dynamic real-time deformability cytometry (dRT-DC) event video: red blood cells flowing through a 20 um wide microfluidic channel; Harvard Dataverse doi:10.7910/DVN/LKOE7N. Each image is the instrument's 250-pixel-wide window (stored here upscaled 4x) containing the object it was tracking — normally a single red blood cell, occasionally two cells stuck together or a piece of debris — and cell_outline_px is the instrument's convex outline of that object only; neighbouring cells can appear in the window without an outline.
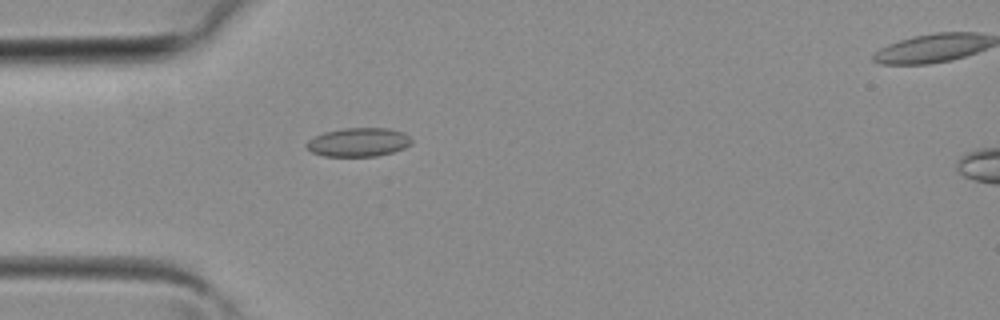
{"species": "common noctule bat (a hibernating species)", "species_latin": "Nyctalus noctula", "temperature_condition": "room temperature", "stored_images_in_passage": 32, "camera_frame_rate_fps": 3000, "um_per_image_px": 0.085, "animal": {"sex": "female", "body_mass_g": 19.3, "forearm_length_mm": 54.1}, "frame": {"image": 1, "passage_image": 5, "time_ms": 1.333, "image_size_px": [1000, 320], "cell_outline_px": [[412, 144], [404, 148], [392, 152], [376, 156], [324, 156], [312, 152], [304, 144], [308, 140], [324, 132], [344, 128], [388, 128], [404, 132], [412, 140]], "centroid_in_image_um": [30.48, 12.08], "position_along_channel_um": 54.5, "area_um2": 17.57}}
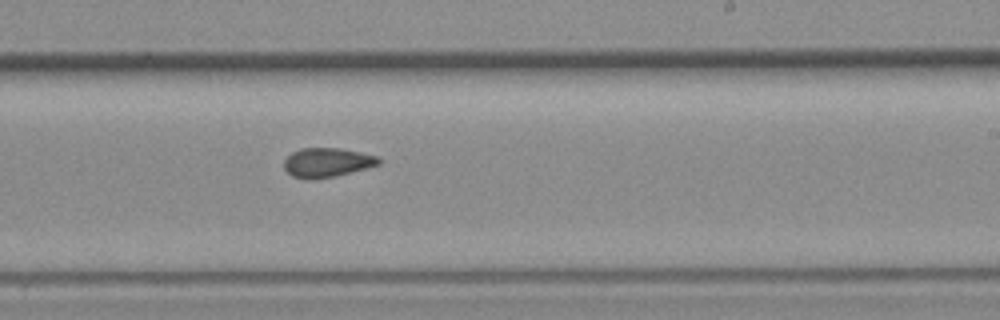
{"frame": {"image": 2, "passage_image": 17, "time_ms": 5.333, "image_size_px": [1000, 320], "cell_outline_px": [[380, 164], [336, 176], [316, 180], [308, 180], [292, 176], [284, 168], [284, 160], [292, 152], [300, 148], [340, 148], [380, 156]], "centroid_in_image_um": [27.79, 13.82], "position_along_channel_um": 261.2, "area_um2": 16.3}}
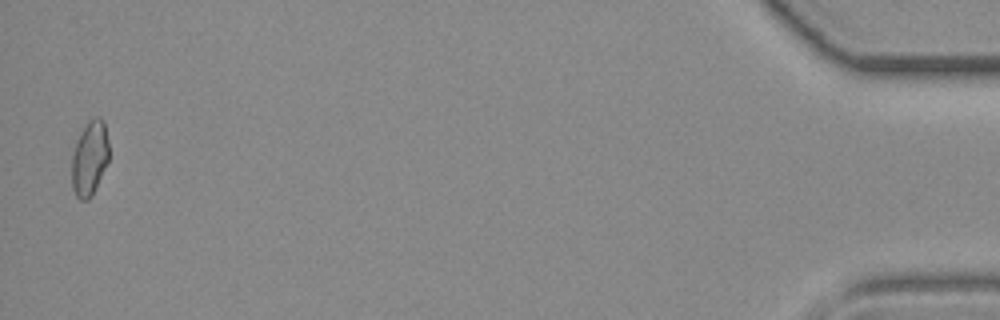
{"frame": {"image": 3, "passage_image": 32, "time_ms": 10.333, "image_size_px": [1000, 320], "cell_outline_px": [[108, 160], [92, 196], [88, 200], [80, 200], [76, 196], [72, 188], [72, 156], [80, 132], [88, 120], [96, 116], [100, 116], [104, 120], [108, 140]], "centroid_in_image_um": [7.62, 13.43], "position_along_channel_um": 427.6, "area_um2": 16.18}}